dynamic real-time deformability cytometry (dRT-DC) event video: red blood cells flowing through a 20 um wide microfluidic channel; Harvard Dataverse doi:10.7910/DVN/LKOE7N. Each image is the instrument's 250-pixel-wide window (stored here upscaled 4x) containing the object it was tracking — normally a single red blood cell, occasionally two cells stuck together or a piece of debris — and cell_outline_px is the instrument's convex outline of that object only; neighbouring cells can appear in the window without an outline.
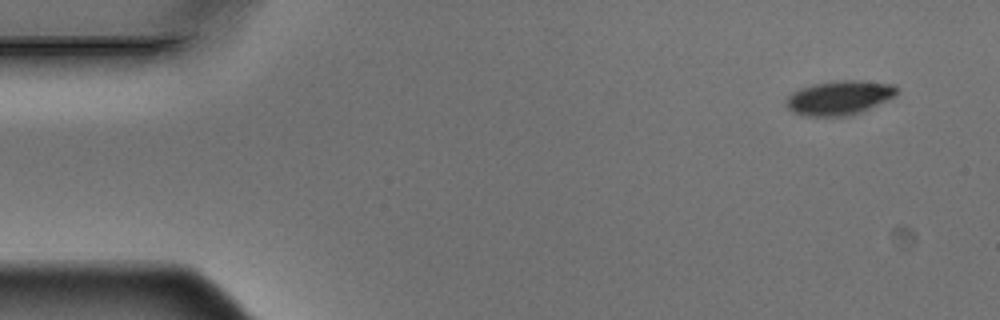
{"species": "Egyptian fruit bat (a non-hibernating species)", "species_latin": "Rousettus aegyptiacus", "temperature_condition": "warm", "stored_images_in_passage": 4, "camera_frame_rate_fps": 3000, "um_per_image_px": 0.085, "animal": {"sex": "male"}, "frame": {"image": 1, "passage_image": 1, "time_ms": 0.0, "image_size_px": [1000, 320], "cell_outline_px": [[896, 96], [888, 100], [860, 112], [848, 116], [804, 116], [792, 112], [784, 104], [788, 96], [792, 92], [800, 88], [812, 84], [844, 80], [860, 80], [896, 84]], "centroid_in_image_um": [71.33, 8.31], "position_along_channel_um": 13.7, "area_um2": 22.2}}
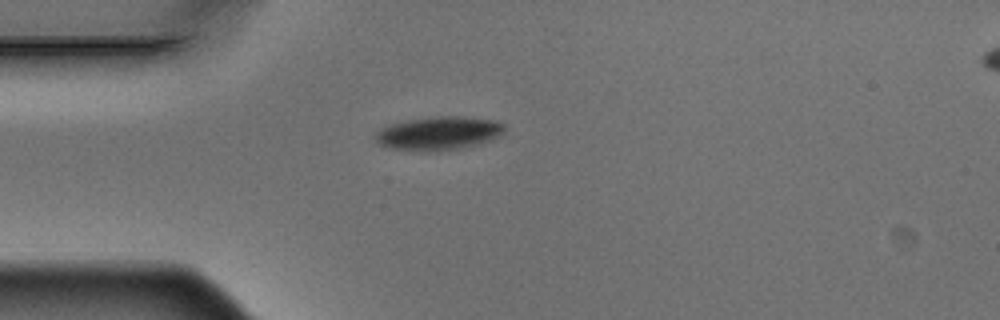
{"frame": {"image": 2, "passage_image": 4, "time_ms": 1.0, "image_size_px": [1000, 320], "cell_outline_px": [[504, 132], [500, 136], [492, 140], [480, 144], [464, 148], [428, 152], [420, 152], [392, 148], [380, 144], [372, 136], [380, 128], [388, 124], [408, 120], [436, 116], [456, 116], [496, 120], [504, 124]], "centroid_in_image_um": [37.29, 11.34], "position_along_channel_um": 47.7, "area_um2": 25.61}}